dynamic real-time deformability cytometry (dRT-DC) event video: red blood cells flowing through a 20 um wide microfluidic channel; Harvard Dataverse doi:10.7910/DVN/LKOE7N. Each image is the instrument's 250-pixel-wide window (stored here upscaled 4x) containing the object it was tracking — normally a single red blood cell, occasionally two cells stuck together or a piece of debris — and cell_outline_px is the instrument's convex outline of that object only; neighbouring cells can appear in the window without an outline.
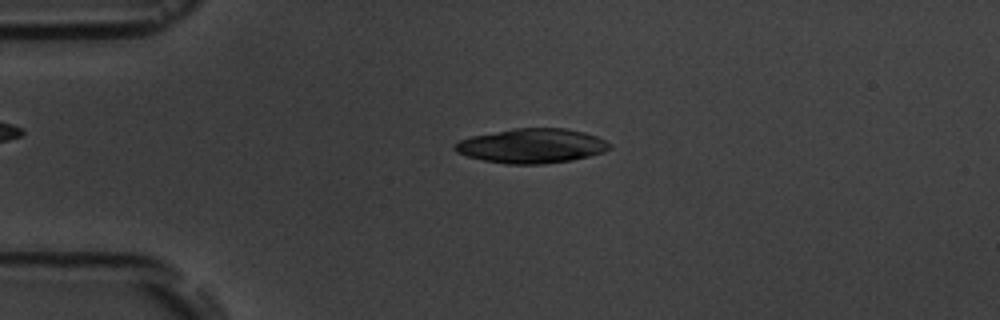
{"species": "common noctule bat (a hibernating species)", "species_latin": "Nyctalus noctula", "temperature_condition": "room temperature", "stored_images_in_passage": 4, "camera_frame_rate_fps": 3000, "um_per_image_px": 0.085, "animal": {"sex": "male", "body_mass_g": 19.5, "forearm_length_mm": 54.6}, "frame": {"image": 1, "passage_image": 2, "time_ms": 1.0, "image_size_px": [1000, 320], "cell_outline_px": [[612, 148], [604, 152], [572, 160], [544, 164], [508, 164], [484, 160], [468, 156], [456, 152], [452, 148], [452, 144], [460, 140], [472, 136], [512, 128], [564, 128], [584, 132], [596, 136], [612, 144]], "centroid_in_image_um": [45.2, 12.39], "position_along_channel_um": 39.8, "area_um2": 31.21}}